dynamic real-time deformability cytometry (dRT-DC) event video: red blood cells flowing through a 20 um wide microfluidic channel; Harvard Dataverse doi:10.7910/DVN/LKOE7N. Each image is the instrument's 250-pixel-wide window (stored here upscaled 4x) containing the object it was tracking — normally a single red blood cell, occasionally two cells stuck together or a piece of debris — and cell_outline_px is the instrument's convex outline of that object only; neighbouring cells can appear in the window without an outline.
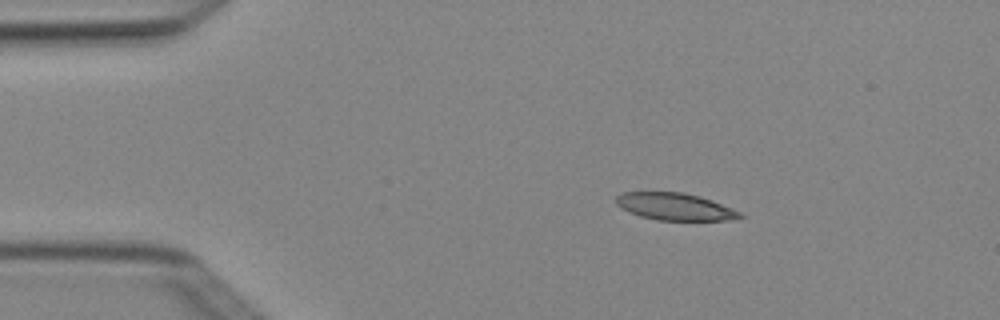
{"species": "Egyptian fruit bat (a non-hibernating species)", "species_latin": "Rousettus aegyptiacus", "temperature_condition": "cold", "stored_images_in_passage": 3, "camera_frame_rate_fps": 3000, "um_per_image_px": 0.085, "animal": {"sex": "female"}, "frame": {"image": 1, "passage_image": 1, "time_ms": 0.0, "image_size_px": [1000, 320], "cell_outline_px": [[744, 216], [728, 220], [656, 220], [640, 216], [620, 208], [616, 204], [616, 196], [620, 192], [684, 192], [700, 196], [712, 200], [740, 212]], "centroid_in_image_um": [57.32, 17.55], "position_along_channel_um": 27.7, "area_um2": 19.59}}
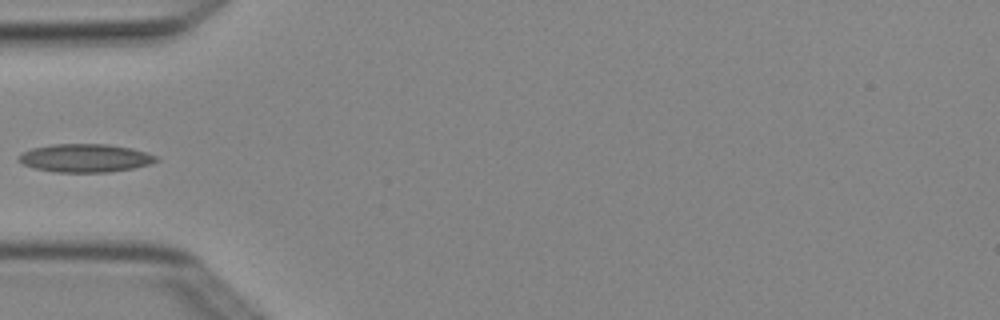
{"frame": {"image": 2, "passage_image": 3, "time_ms": 0.667, "image_size_px": [1000, 320], "cell_outline_px": [[160, 160], [148, 164], [132, 168], [108, 172], [56, 172], [36, 168], [24, 164], [16, 160], [16, 156], [20, 152], [32, 148], [52, 144], [108, 144], [132, 148], [148, 152], [156, 156]], "centroid_in_image_um": [7.21, 13.42], "position_along_channel_um": 77.8, "area_um2": 22.72}}